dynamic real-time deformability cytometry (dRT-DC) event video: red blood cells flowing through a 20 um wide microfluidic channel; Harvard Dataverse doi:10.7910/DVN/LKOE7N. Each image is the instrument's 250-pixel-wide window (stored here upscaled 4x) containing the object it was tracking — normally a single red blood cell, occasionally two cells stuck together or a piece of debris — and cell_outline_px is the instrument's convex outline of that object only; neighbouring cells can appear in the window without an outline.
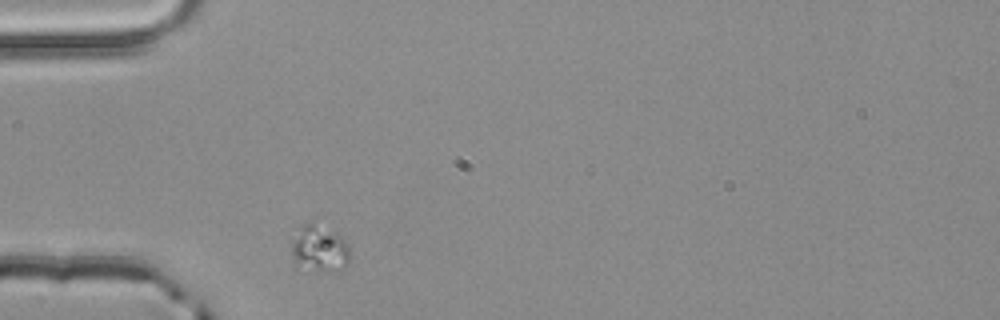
{"species": "common noctule bat (a hibernating species)", "species_latin": "Nyctalus noctula", "temperature_condition": "room temperature", "stored_images_in_passage": 1, "camera_frame_rate_fps": 3000, "um_per_image_px": 0.085, "animal": {"sex": "male", "body_mass_g": 20.4}, "frame": {"image": 1, "passage_image": 1, "time_ms": 0.0, "image_size_px": [1000, 320], "cell_outline_px": [[348, 260], [340, 272], [296, 268], [292, 252], [292, 244], [300, 228], [304, 224], [312, 220], [340, 236], [348, 248]], "centroid_in_image_um": [27.12, 21.16], "position_along_channel_um": 57.9, "area_um2": 15.61}}